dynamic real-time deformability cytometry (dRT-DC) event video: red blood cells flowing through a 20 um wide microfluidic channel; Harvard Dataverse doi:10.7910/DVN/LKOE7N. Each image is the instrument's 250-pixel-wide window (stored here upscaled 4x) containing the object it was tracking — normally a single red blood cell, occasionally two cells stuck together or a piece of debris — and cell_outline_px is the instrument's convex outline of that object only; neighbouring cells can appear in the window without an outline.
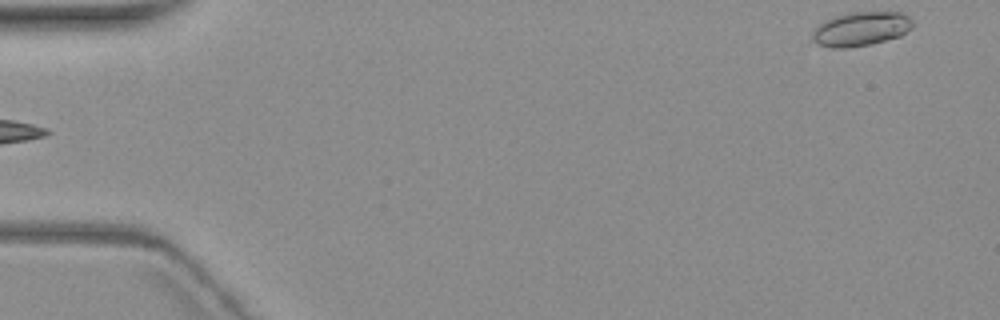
{"species": "common noctule bat (a hibernating species)", "species_latin": "Nyctalus noctula", "temperature_condition": "warm", "stored_images_in_passage": 4, "camera_frame_rate_fps": 3000, "um_per_image_px": 0.085, "animal": {"sex": "female", "body_mass_g": 19.3, "forearm_length_mm": 54.1}, "frame": {"image": 1, "passage_image": 4, "time_ms": 4.667, "image_size_px": [1000, 320], "cell_outline_px": [[912, 28], [900, 36], [872, 44], [844, 48], [832, 48], [816, 44], [812, 40], [812, 32], [816, 24], [832, 16], [844, 12], [900, 12], [908, 16], [912, 20]], "centroid_in_image_um": [73.12, 2.45], "position_along_channel_um": 11.9, "area_um2": 20.35}}